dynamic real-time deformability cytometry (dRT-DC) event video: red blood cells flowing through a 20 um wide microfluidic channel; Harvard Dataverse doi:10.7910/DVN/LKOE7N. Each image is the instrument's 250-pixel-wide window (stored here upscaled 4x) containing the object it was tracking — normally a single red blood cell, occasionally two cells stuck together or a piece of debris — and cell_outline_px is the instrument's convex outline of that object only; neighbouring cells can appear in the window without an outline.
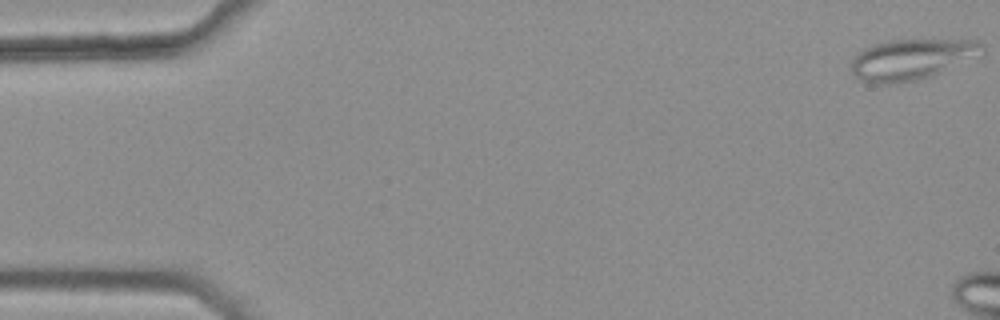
{"species": "common noctule bat (a hibernating species)", "species_latin": "Nyctalus noctula", "temperature_condition": "warm", "stored_images_in_passage": 7, "camera_frame_rate_fps": 3000, "um_per_image_px": 0.085, "animal": {"sex": "female", "body_mass_g": 25.1}, "frame": {"image": 1, "passage_image": 1, "time_ms": 0.0, "image_size_px": [1000, 320], "cell_outline_px": [[984, 48], [940, 72], [932, 76], [916, 80], [888, 84], [868, 84], [860, 80], [852, 72], [852, 60], [864, 48], [872, 44], [888, 40], [976, 40], [984, 44]], "centroid_in_image_um": [77.34, 5.05], "position_along_channel_um": 7.7, "area_um2": 30.17}}